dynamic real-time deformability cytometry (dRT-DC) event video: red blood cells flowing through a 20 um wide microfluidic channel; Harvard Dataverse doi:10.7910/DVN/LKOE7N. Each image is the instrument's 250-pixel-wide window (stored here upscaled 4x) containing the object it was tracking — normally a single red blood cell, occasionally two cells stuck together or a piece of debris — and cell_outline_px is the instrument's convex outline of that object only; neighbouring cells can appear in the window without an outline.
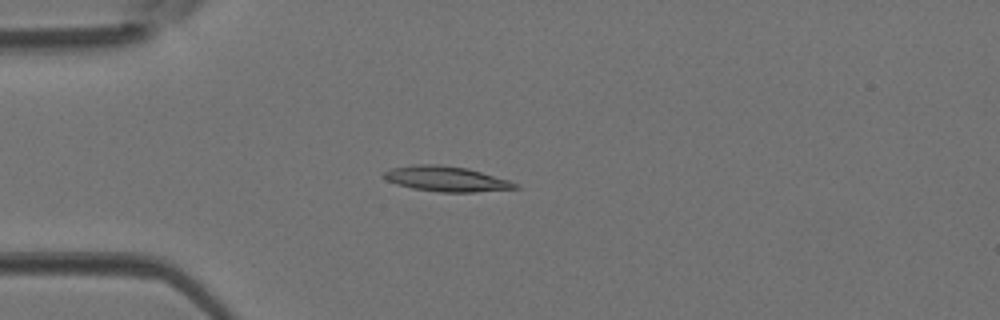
{"species": "Egyptian fruit bat (a non-hibernating species)", "species_latin": "Rousettus aegyptiacus", "temperature_condition": "room temperature", "stored_images_in_passage": 33, "camera_frame_rate_fps": 3000, "um_per_image_px": 0.085, "animal": {"sex": "female"}, "frame": {"image": 1, "passage_image": 1, "time_ms": 0.0, "image_size_px": [1000, 320], "cell_outline_px": [[520, 188], [476, 192], [440, 192], [412, 188], [396, 184], [380, 176], [384, 172], [392, 168], [416, 164], [440, 164], [468, 168], [508, 180], [520, 184]], "centroid_in_image_um": [37.94, 15.2], "position_along_channel_um": 47.1, "area_um2": 19.36}}
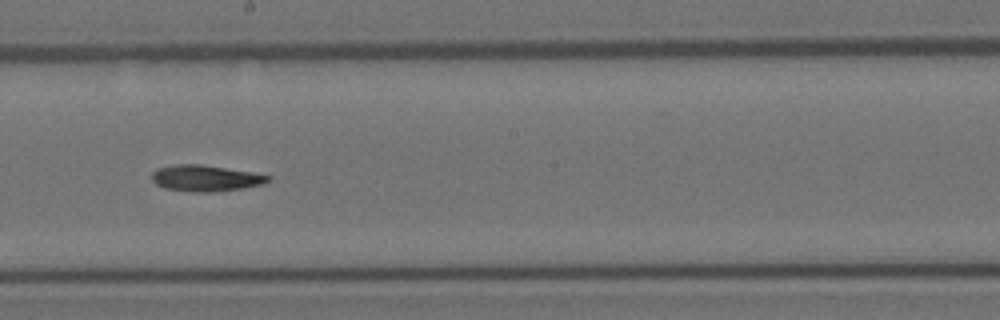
{"frame": {"image": 2, "passage_image": 14, "time_ms": 4.333, "image_size_px": [1000, 320], "cell_outline_px": [[272, 180], [264, 184], [244, 188], [208, 192], [192, 192], [164, 188], [156, 184], [152, 180], [152, 172], [156, 168], [176, 164], [200, 164], [252, 172], [272, 176]], "centroid_in_image_um": [17.48, 15.14], "position_along_channel_um": 230.7, "area_um2": 17.86}}
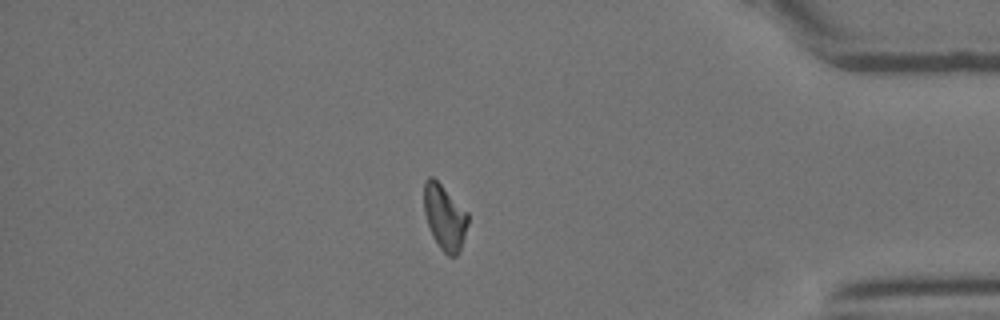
{"frame": {"image": 3, "passage_image": 27, "time_ms": 8.667, "image_size_px": [1000, 320], "cell_outline_px": [[468, 224], [460, 252], [456, 256], [448, 256], [440, 248], [432, 236], [424, 212], [424, 180], [428, 176], [432, 176], [468, 212]], "centroid_in_image_um": [37.79, 18.48], "position_along_channel_um": 397.4, "area_um2": 16.7}}